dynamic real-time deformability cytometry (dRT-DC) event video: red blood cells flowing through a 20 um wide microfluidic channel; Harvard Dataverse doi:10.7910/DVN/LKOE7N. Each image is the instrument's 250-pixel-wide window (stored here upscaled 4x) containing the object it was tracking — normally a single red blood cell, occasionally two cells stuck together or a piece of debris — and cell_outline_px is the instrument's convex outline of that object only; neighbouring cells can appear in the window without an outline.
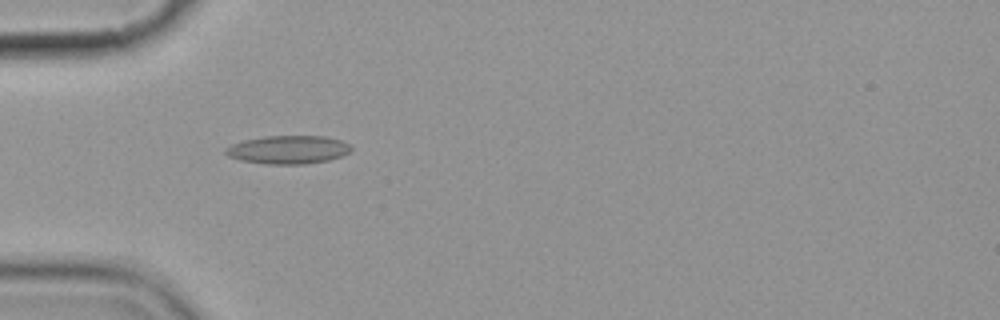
{"species": "common noctule bat (a hibernating species)", "species_latin": "Nyctalus noctula", "temperature_condition": "cold", "stored_images_in_passage": 6, "camera_frame_rate_fps": 3000, "um_per_image_px": 0.085, "animal": {"sex": "female", "body_mass_g": 19.9}, "frame": {"image": 1, "passage_image": 5, "time_ms": 5.667, "image_size_px": [1000, 320], "cell_outline_px": [[352, 152], [328, 160], [304, 164], [264, 164], [240, 160], [228, 156], [224, 152], [224, 148], [232, 144], [244, 140], [264, 136], [324, 136], [340, 140], [348, 144], [352, 148]], "centroid_in_image_um": [24.47, 12.72], "position_along_channel_um": 60.5, "area_um2": 20.75}}
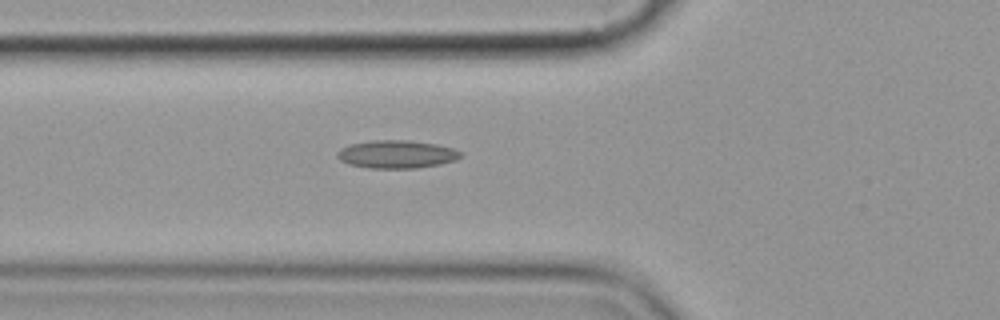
{"frame": {"image": 2, "passage_image": 6, "time_ms": 6.667, "image_size_px": [1000, 320], "cell_outline_px": [[460, 156], [456, 160], [440, 164], [416, 168], [368, 168], [348, 164], [340, 160], [336, 156], [336, 152], [340, 148], [348, 144], [372, 140], [408, 140], [436, 144], [456, 148], [460, 152]], "centroid_in_image_um": [33.68, 13.1], "position_along_channel_um": 92.1, "area_um2": 20.29}}